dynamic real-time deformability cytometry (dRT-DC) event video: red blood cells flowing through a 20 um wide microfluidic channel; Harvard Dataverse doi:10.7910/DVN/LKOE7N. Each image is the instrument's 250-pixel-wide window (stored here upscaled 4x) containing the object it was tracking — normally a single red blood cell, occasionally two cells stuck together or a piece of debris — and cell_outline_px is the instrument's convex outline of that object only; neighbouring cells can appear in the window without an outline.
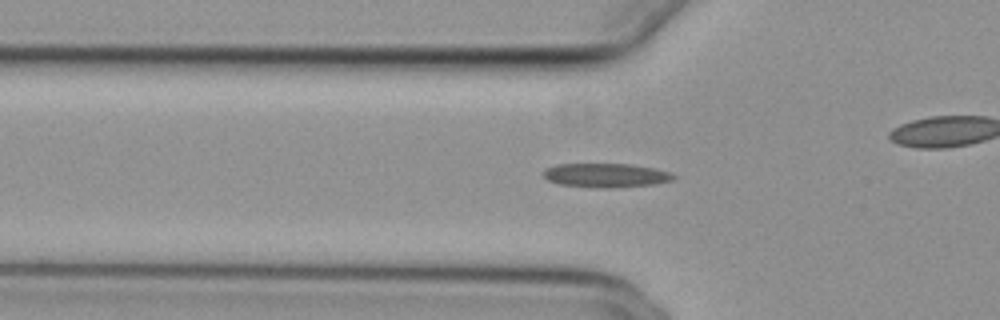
{"species": "common noctule bat (a hibernating species)", "species_latin": "Nyctalus noctula", "temperature_condition": "cold", "stored_images_in_passage": 54, "camera_frame_rate_fps": 3000, "um_per_image_px": 0.085, "animal": {"sex": "female", "body_mass_g": 29.2, "forearm_length_mm": 56.3}, "frame": {"image": 1, "passage_image": 18, "time_ms": 5.667, "image_size_px": [1000, 320], "cell_outline_px": [[676, 176], [672, 180], [656, 184], [612, 188], [596, 188], [560, 184], [548, 180], [544, 176], [544, 168], [556, 164], [632, 164], [652, 168], [668, 172]], "centroid_in_image_um": [51.48, 14.9], "position_along_channel_um": 74.3, "area_um2": 18.21}}
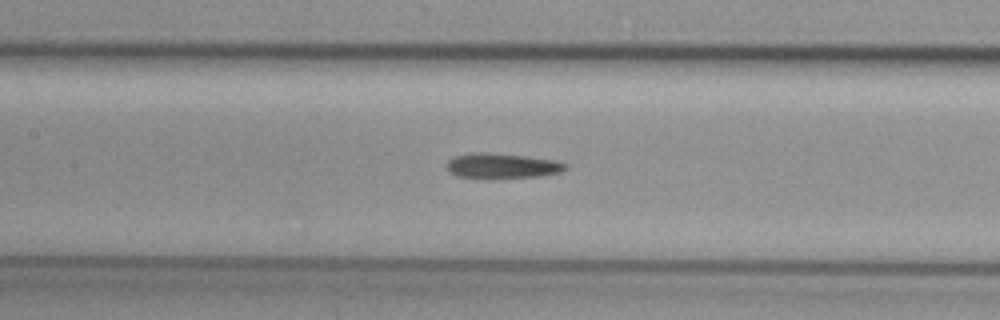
{"frame": {"image": 2, "passage_image": 25, "time_ms": 8.0, "image_size_px": [1000, 320], "cell_outline_px": [[568, 168], [560, 172], [540, 176], [488, 180], [456, 176], [448, 172], [444, 164], [452, 156], [472, 152], [484, 152], [528, 156], [556, 160], [568, 164]], "centroid_in_image_um": [42.61, 14.11], "position_along_channel_um": 164.8, "area_um2": 18.26}}
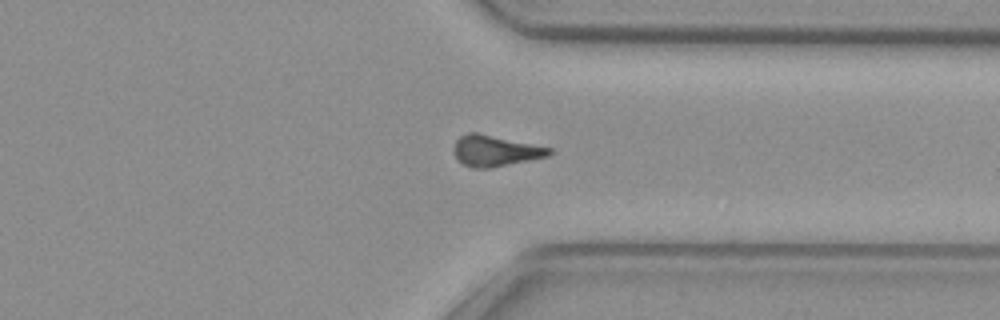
{"frame": {"image": 3, "passage_image": 41, "time_ms": 13.333, "image_size_px": [1000, 320], "cell_outline_px": [[552, 152], [548, 156], [488, 168], [472, 168], [464, 164], [452, 152], [452, 148], [456, 140], [460, 136], [468, 132], [476, 132], [552, 148]], "centroid_in_image_um": [42.05, 12.8], "position_along_channel_um": 369.3, "area_um2": 16.99}}